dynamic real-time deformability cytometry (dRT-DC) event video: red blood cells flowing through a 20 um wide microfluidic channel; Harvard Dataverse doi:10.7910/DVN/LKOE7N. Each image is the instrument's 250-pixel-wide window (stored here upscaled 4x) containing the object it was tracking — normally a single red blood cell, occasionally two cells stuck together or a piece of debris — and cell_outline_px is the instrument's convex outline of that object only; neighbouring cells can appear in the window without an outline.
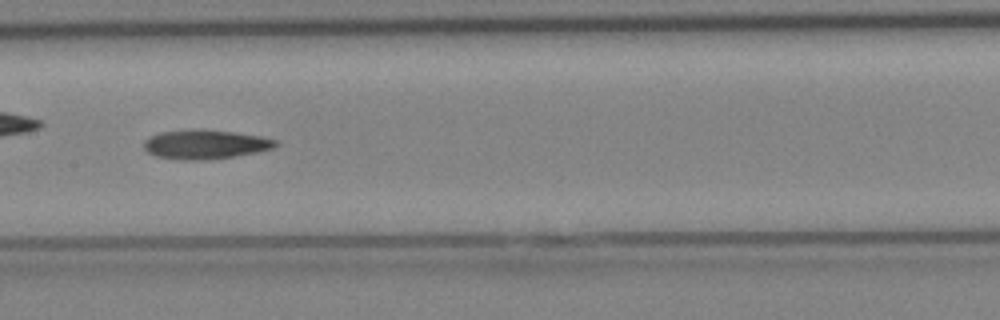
{"species": "Egyptian fruit bat (a non-hibernating species)", "species_latin": "Rousettus aegyptiacus", "temperature_condition": "cold", "stored_images_in_passage": 21, "camera_frame_rate_fps": 3000, "um_per_image_px": 0.085, "animal": {"sex": "female"}, "frame": {"image": 1, "passage_image": 7, "time_ms": 2.0, "image_size_px": [1000, 320], "cell_outline_px": [[280, 144], [272, 148], [256, 152], [236, 156], [204, 160], [180, 160], [156, 156], [148, 152], [144, 148], [144, 140], [148, 136], [160, 132], [192, 128], [236, 132], [260, 136], [276, 140]], "centroid_in_image_um": [17.42, 12.26], "position_along_channel_um": 190.0, "area_um2": 22.66}}
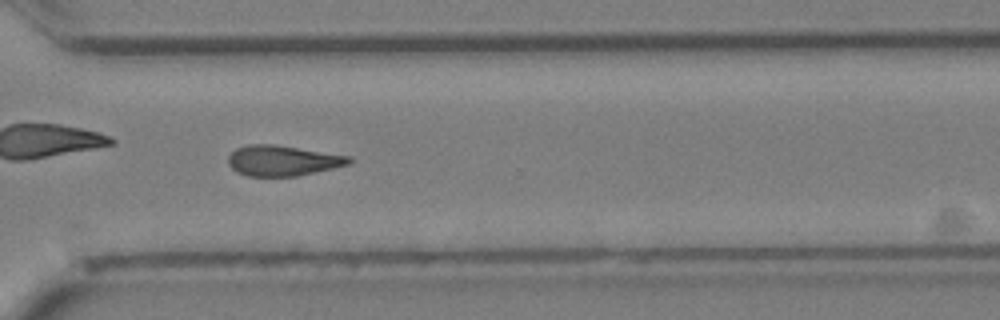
{"frame": {"image": 2, "passage_image": 15, "time_ms": 4.667, "image_size_px": [1000, 320], "cell_outline_px": [[352, 160], [348, 164], [332, 168], [296, 176], [248, 176], [236, 172], [228, 164], [228, 156], [236, 148], [248, 144], [276, 144], [352, 156]], "centroid_in_image_um": [24.01, 13.64], "position_along_channel_um": 346.6, "area_um2": 21.5}}